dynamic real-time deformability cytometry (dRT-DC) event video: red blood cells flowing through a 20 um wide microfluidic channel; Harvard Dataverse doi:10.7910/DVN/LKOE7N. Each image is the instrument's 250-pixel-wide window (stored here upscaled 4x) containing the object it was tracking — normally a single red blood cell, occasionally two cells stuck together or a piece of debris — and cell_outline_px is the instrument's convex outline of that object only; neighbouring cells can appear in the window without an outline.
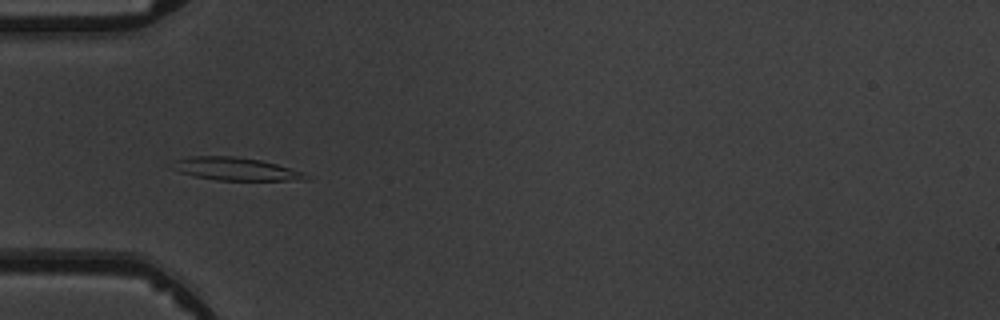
{"species": "common noctule bat (a hibernating species)", "species_latin": "Nyctalus noctula", "temperature_condition": "warm", "stored_images_in_passage": 10, "camera_frame_rate_fps": 3000, "um_per_image_px": 0.085, "animal": {"sex": "male", "body_mass_g": 19.5, "forearm_length_mm": 54.6}, "frame": {"image": 1, "passage_image": 5, "time_ms": 5.667, "image_size_px": [1000, 320], "cell_outline_px": [[308, 180], [216, 180], [196, 176], [180, 172], [172, 168], [172, 160], [192, 156], [232, 156], [260, 160], [276, 164], [304, 172], [308, 176]], "centroid_in_image_um": [20.01, 14.36], "position_along_channel_um": 65.0, "area_um2": 17.69}}
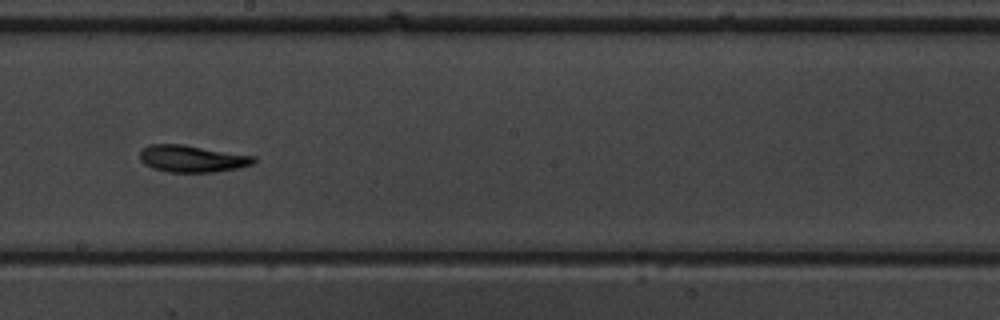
{"frame": {"image": 2, "passage_image": 9, "time_ms": 10.0, "image_size_px": [1000, 320], "cell_outline_px": [[256, 160], [252, 164], [236, 168], [212, 172], [168, 172], [152, 168], [144, 164], [140, 160], [140, 152], [148, 144], [184, 144], [256, 156]], "centroid_in_image_um": [16.31, 13.48], "position_along_channel_um": 231.9, "area_um2": 17.92}}
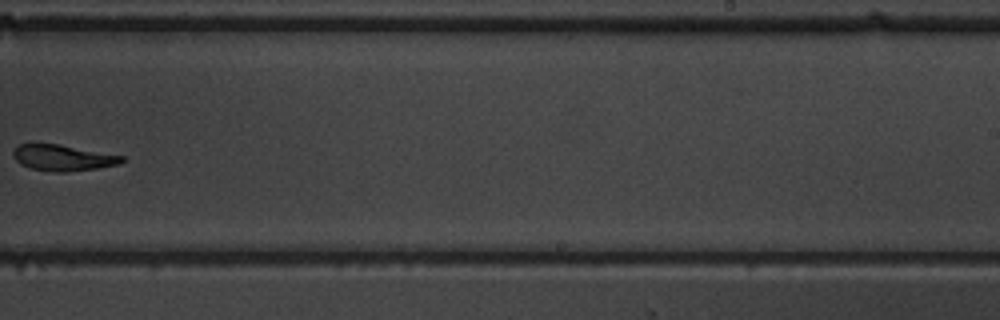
{"frame": {"image": 3, "passage_image": 10, "time_ms": 11.333, "image_size_px": [1000, 320], "cell_outline_px": [[124, 160], [120, 164], [100, 168], [64, 172], [56, 172], [28, 168], [20, 164], [12, 156], [12, 152], [20, 144], [60, 144], [124, 156]], "centroid_in_image_um": [5.35, 13.42], "position_along_channel_um": 283.6, "area_um2": 16.53}}